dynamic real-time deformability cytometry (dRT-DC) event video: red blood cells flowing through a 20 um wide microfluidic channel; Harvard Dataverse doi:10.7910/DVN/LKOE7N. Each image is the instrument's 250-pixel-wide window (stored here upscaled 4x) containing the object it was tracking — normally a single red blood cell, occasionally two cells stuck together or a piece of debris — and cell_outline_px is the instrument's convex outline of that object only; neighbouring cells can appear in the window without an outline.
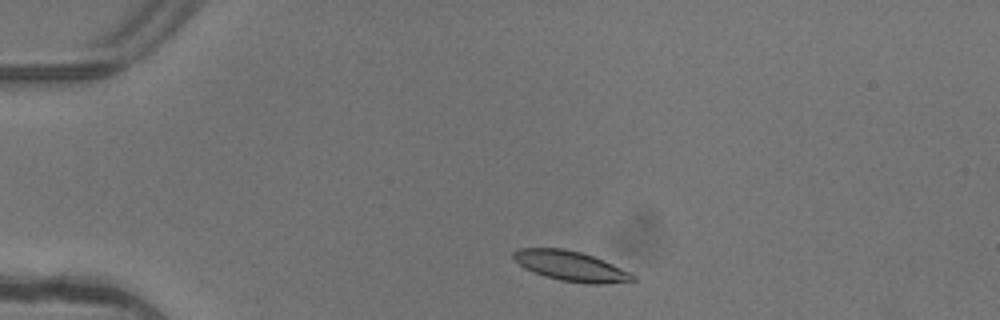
{"species": "common noctule bat (a hibernating species)", "species_latin": "Nyctalus noctula", "temperature_condition": "warm", "stored_images_in_passage": 2, "camera_frame_rate_fps": 3000, "um_per_image_px": 0.085, "animal": {"sex": "female"}, "frame": {"image": 1, "passage_image": 1, "time_ms": 0.0, "image_size_px": [1000, 320], "cell_outline_px": [[636, 280], [604, 284], [588, 284], [560, 280], [544, 276], [524, 268], [512, 256], [512, 252], [520, 248], [564, 248], [580, 252], [604, 260], [636, 276]], "centroid_in_image_um": [48.5, 22.62], "position_along_channel_um": 36.5, "area_um2": 20.69}}